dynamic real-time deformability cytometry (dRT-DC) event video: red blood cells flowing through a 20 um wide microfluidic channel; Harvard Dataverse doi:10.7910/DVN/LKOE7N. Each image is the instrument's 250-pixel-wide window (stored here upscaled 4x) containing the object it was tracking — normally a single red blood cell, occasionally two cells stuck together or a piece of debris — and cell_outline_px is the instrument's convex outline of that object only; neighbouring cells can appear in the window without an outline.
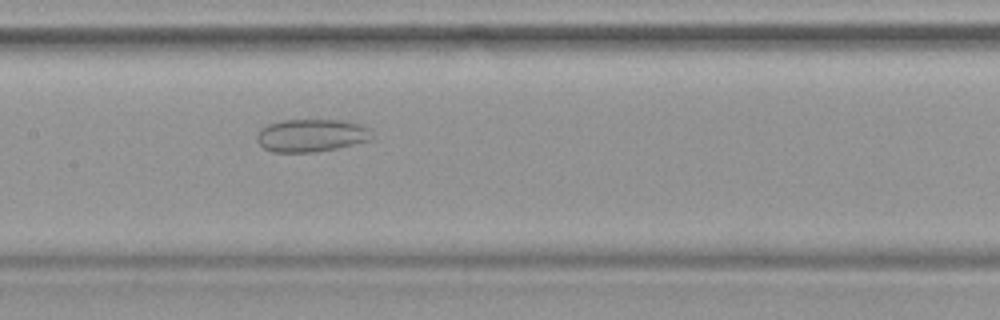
{"species": "common noctule bat (a hibernating species)", "species_latin": "Nyctalus noctula", "temperature_condition": "warm", "stored_images_in_passage": 39, "camera_frame_rate_fps": 3000, "um_per_image_px": 0.085, "animal": {"sex": "female", "body_mass_g": 19.9}, "frame": {"image": 1, "passage_image": 15, "time_ms": 4.667, "image_size_px": [1000, 320], "cell_outline_px": [[372, 136], [368, 140], [336, 148], [316, 152], [272, 152], [264, 148], [256, 140], [256, 136], [260, 128], [268, 124], [284, 120], [344, 120], [360, 124], [372, 128]], "centroid_in_image_um": [26.45, 11.5], "position_along_channel_um": 180.9, "area_um2": 22.02}}
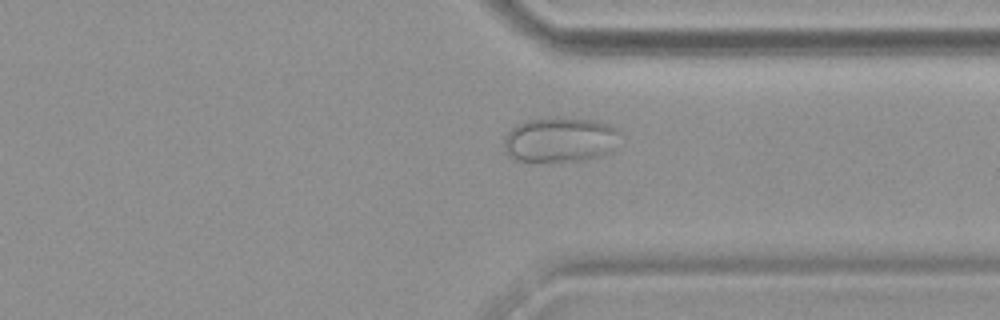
{"frame": {"image": 2, "passage_image": 28, "time_ms": 9.0, "image_size_px": [1000, 320], "cell_outline_px": [[620, 132], [616, 148], [612, 152], [584, 160], [516, 160], [508, 156], [504, 148], [504, 136], [512, 128], [528, 120], [592, 120], [608, 124], [616, 128]], "centroid_in_image_um": [47.64, 11.91], "position_along_channel_um": 363.8, "area_um2": 29.48}}
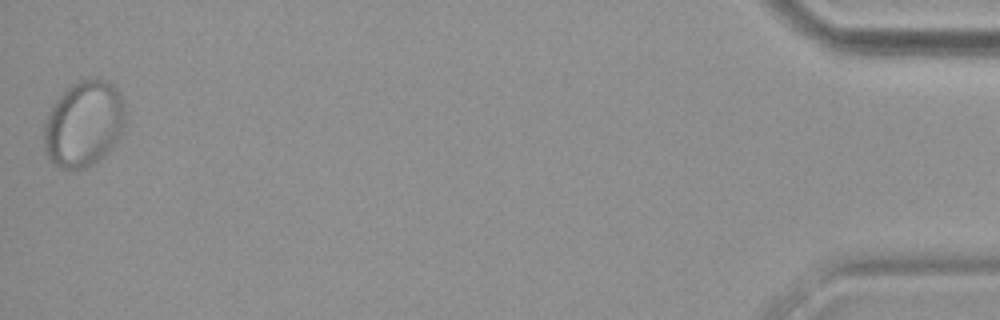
{"frame": {"image": 3, "passage_image": 39, "time_ms": 12.667, "image_size_px": [1000, 320], "cell_outline_px": [[124, 124], [116, 140], [104, 156], [100, 160], [88, 168], [72, 172], [60, 168], [52, 164], [48, 160], [44, 152], [44, 124], [48, 112], [52, 104], [72, 84], [80, 80], [96, 76], [108, 80], [120, 92], [124, 104]], "centroid_in_image_um": [7.09, 10.55], "position_along_channel_um": 428.1, "area_um2": 41.5}}